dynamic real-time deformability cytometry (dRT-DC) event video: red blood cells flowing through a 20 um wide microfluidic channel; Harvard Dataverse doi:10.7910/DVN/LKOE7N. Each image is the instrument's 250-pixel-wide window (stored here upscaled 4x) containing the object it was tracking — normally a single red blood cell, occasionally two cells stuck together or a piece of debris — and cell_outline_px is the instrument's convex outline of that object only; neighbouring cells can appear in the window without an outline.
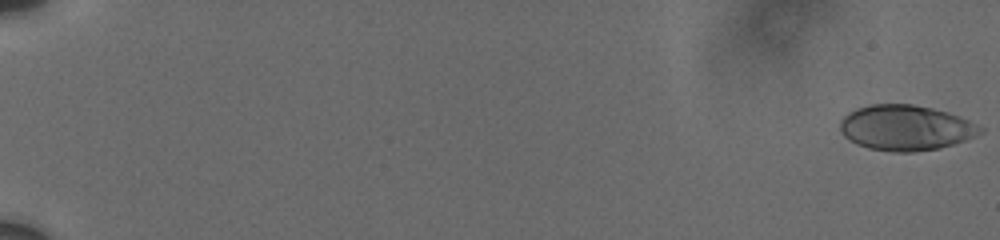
{"species": "human", "species_latin": "Homo sapiens", "temperature_condition": "cold", "stored_images_in_passage": 25, "camera_frame_rate_fps": 3000, "um_per_image_px": 0.085, "donor": {"sex": "male"}, "frame": {"image": 1, "passage_image": 1, "time_ms": 0.0, "image_size_px": [1000, 240], "cell_outline_px": [[984, 132], [976, 136], [940, 148], [912, 152], [892, 152], [868, 148], [856, 144], [848, 140], [840, 132], [840, 120], [848, 112], [856, 108], [868, 104], [912, 104], [932, 108], [948, 112], [960, 116], [984, 128]], "centroid_in_image_um": [76.96, 10.86], "position_along_channel_um": 8.0, "area_um2": 37.34}}
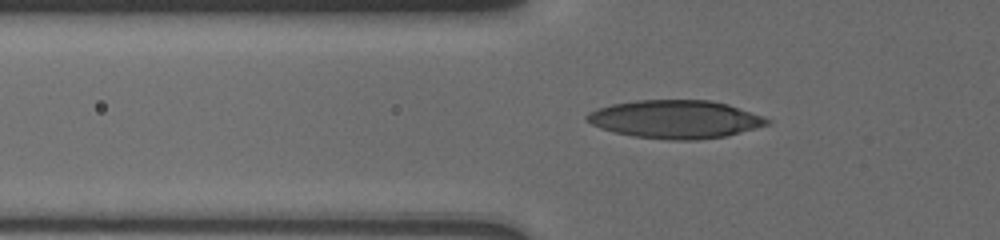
{"frame": {"image": 2, "passage_image": 20, "time_ms": 7.333, "image_size_px": [1000, 240], "cell_outline_px": [[772, 124], [724, 136], [696, 140], [668, 140], [632, 136], [600, 128], [592, 124], [584, 116], [588, 112], [612, 104], [636, 100], [708, 100], [728, 104], [764, 116], [772, 120]], "centroid_in_image_um": [57.44, 10.14], "position_along_channel_um": 68.4, "area_um2": 40.06}}
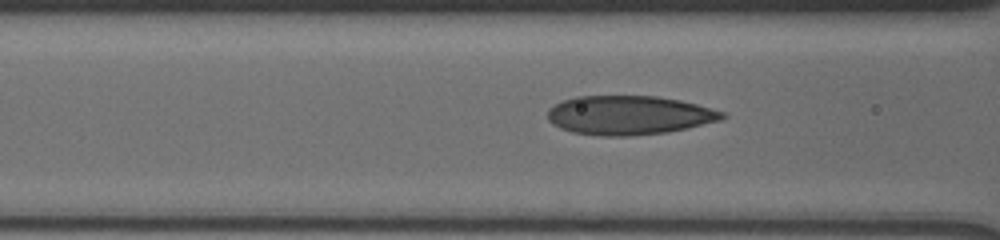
{"frame": {"image": 3, "passage_image": 23, "time_ms": 8.667, "image_size_px": [1000, 240], "cell_outline_px": [[728, 116], [720, 120], [688, 128], [668, 132], [628, 136], [600, 136], [572, 132], [560, 128], [552, 124], [548, 120], [548, 108], [564, 100], [576, 96], [656, 96], [680, 100], [696, 104], [724, 112]], "centroid_in_image_um": [53.46, 9.8], "position_along_channel_um": 113.1, "area_um2": 39.77}}